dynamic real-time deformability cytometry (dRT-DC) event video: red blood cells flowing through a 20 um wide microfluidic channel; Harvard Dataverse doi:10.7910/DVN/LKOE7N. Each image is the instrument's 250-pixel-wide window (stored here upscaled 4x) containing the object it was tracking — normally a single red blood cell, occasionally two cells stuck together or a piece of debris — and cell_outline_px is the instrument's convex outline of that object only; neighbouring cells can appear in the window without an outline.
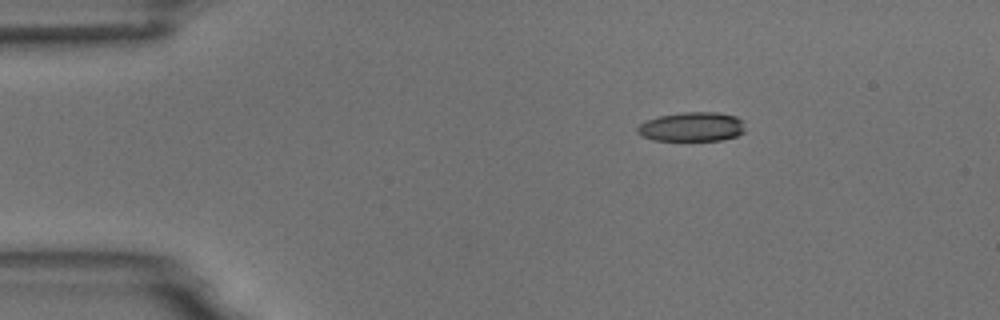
{"species": "common noctule bat (a hibernating species)", "species_latin": "Nyctalus noctula", "temperature_condition": "room temperature", "stored_images_in_passage": 3, "segment_of_instrument_passage": [1, 2], "camera_frame_rate_fps": 3000, "um_per_image_px": 0.085, "animal": {"sex": "male", "body_mass_g": 18.8}, "frame": {"image": 1, "passage_image": 1, "time_ms": 0.0, "image_size_px": [1000, 320], "cell_outline_px": [[744, 132], [736, 136], [720, 140], [652, 140], [640, 136], [636, 132], [636, 128], [644, 120], [660, 116], [684, 112], [716, 112], [736, 116], [744, 120]], "centroid_in_image_um": [58.79, 10.77], "position_along_channel_um": 26.2, "area_um2": 18.55}}